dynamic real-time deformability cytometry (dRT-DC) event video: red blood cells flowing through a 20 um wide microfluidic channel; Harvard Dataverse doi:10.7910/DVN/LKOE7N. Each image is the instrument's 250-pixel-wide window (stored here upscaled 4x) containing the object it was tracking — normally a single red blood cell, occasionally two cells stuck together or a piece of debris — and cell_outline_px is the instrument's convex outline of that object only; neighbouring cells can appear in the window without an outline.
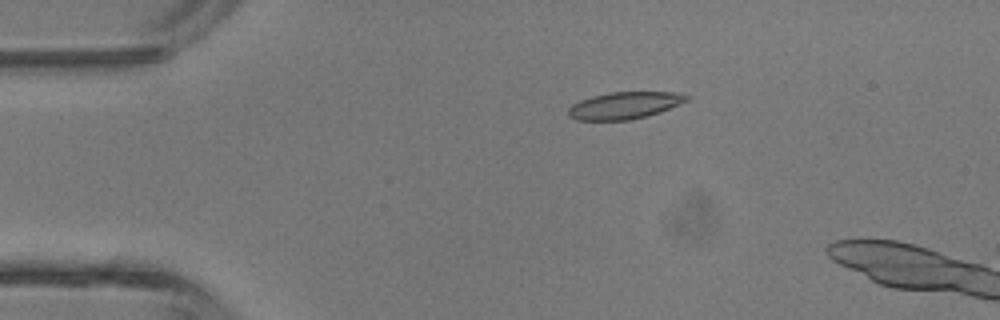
{"species": "common noctule bat (a hibernating species)", "species_latin": "Nyctalus noctula", "temperature_condition": "room temperature", "stored_images_in_passage": 12, "camera_frame_rate_fps": 3000, "um_per_image_px": 0.085, "animal": {"sex": "male", "body_mass_g": 13.3}, "frame": {"image": 1, "passage_image": 9, "time_ms": 2.667, "image_size_px": [1000, 320], "cell_outline_px": [[692, 96], [688, 100], [680, 104], [660, 112], [648, 116], [628, 120], [576, 120], [568, 116], [568, 108], [572, 104], [580, 100], [592, 96], [608, 92], [676, 92]], "centroid_in_image_um": [53.09, 8.96], "position_along_channel_um": 31.9, "area_um2": 18.79}}